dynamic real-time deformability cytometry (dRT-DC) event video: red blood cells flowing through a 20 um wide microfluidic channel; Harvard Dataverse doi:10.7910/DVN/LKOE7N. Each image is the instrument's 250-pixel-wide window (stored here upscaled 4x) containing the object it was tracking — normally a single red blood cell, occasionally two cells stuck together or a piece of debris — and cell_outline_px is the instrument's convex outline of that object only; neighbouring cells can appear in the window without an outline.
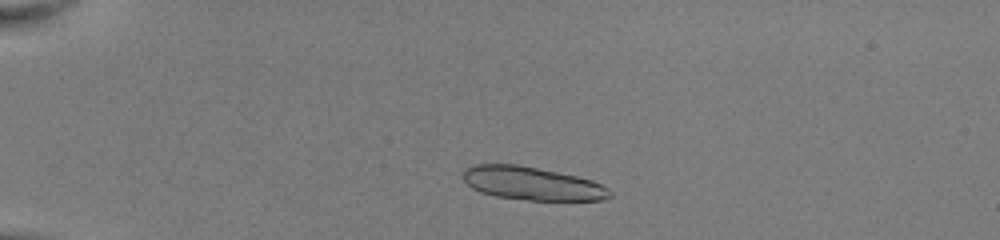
{"species": "common noctule bat (a hibernating species)", "species_latin": "Nyctalus noctula", "temperature_condition": "room temperature", "stored_images_in_passage": 40, "segment_of_instrument_passage": [1, 2], "camera_frame_rate_fps": 3000, "um_per_image_px": 0.085, "animal": {"sex": "female", "body_mass_g": 22.0, "forearm_length_mm": 56.7}, "frame": {"image": 1, "passage_image": 2, "time_ms": 0.333, "image_size_px": [1000, 240], "cell_outline_px": [[612, 196], [604, 200], [528, 200], [496, 196], [480, 192], [472, 188], [460, 176], [464, 168], [472, 164], [520, 164], [576, 176], [592, 180], [608, 188], [612, 192]], "centroid_in_image_um": [45.19, 15.58], "position_along_channel_um": 39.8, "area_um2": 28.67}}